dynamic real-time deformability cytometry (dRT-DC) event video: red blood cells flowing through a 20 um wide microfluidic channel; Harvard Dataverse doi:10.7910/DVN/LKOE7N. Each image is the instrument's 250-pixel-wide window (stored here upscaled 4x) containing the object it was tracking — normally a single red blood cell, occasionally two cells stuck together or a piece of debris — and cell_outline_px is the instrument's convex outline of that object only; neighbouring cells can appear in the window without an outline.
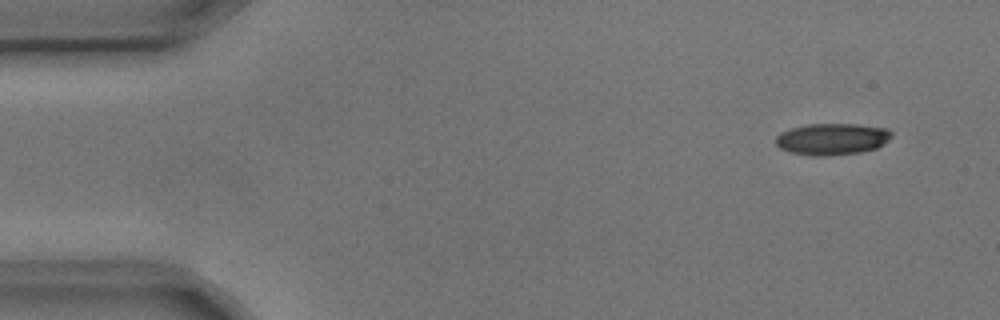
{"species": "common noctule bat (a hibernating species)", "species_latin": "Nyctalus noctula", "temperature_condition": "cold", "stored_images_in_passage": 4, "camera_frame_rate_fps": 3000, "um_per_image_px": 0.085, "animal": {"sex": "male", "body_mass_g": 17.9, "forearm_length_mm": 54.2}, "frame": {"image": 1, "passage_image": 1, "time_ms": 0.0, "image_size_px": [1000, 320], "cell_outline_px": [[892, 136], [884, 144], [876, 148], [860, 152], [828, 156], [812, 156], [788, 152], [780, 148], [776, 144], [776, 136], [780, 132], [792, 128], [808, 124], [856, 124], [888, 128], [892, 132]], "centroid_in_image_um": [70.73, 11.82], "position_along_channel_um": 14.3, "area_um2": 21.5}}
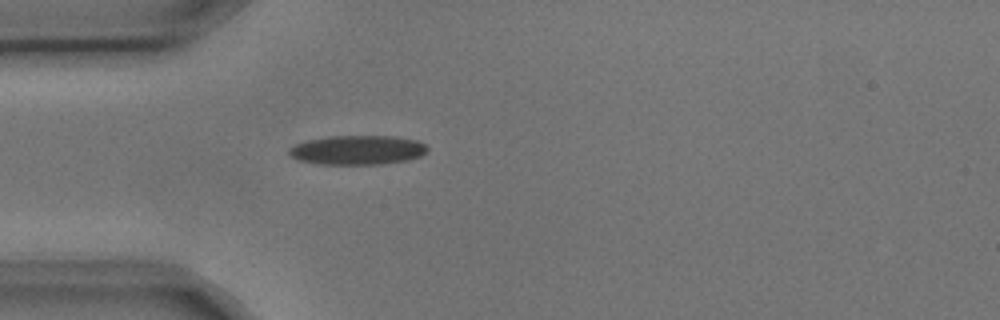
{"frame": {"image": 2, "passage_image": 4, "time_ms": 1.0, "image_size_px": [1000, 320], "cell_outline_px": [[428, 148], [420, 156], [408, 160], [380, 164], [320, 164], [300, 160], [292, 156], [288, 152], [288, 148], [296, 144], [308, 140], [328, 136], [392, 136], [416, 140], [424, 144]], "centroid_in_image_um": [30.38, 12.75], "position_along_channel_um": 54.6, "area_um2": 23.41}}